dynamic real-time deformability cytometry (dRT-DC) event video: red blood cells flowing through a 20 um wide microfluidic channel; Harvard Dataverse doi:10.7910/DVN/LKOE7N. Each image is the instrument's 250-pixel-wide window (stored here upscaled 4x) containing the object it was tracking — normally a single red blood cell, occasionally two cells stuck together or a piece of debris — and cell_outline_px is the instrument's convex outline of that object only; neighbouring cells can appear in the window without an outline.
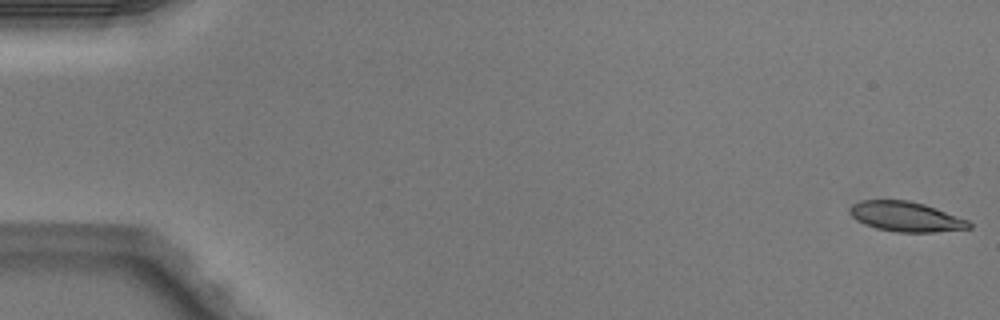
{"species": "Egyptian fruit bat (a non-hibernating species)", "species_latin": "Rousettus aegyptiacus", "temperature_condition": "warm", "stored_images_in_passage": 52, "camera_frame_rate_fps": 3000, "um_per_image_px": 0.085, "animal": {"sex": "male"}, "frame": {"image": 1, "passage_image": 1, "time_ms": 0.0, "image_size_px": [1000, 320], "cell_outline_px": [[972, 228], [932, 232], [896, 232], [876, 228], [864, 224], [856, 220], [848, 212], [848, 208], [852, 204], [860, 200], [908, 200], [924, 204], [936, 208], [968, 220], [972, 224]], "centroid_in_image_um": [76.97, 18.41], "position_along_channel_um": 8.0, "area_um2": 20.87}}
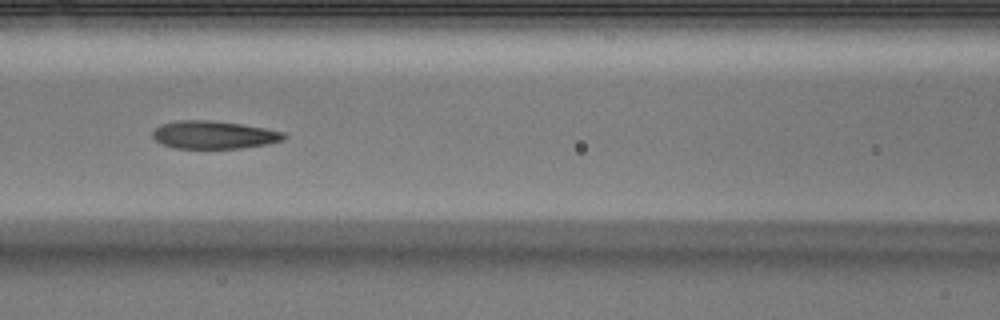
{"frame": {"image": 2, "passage_image": 23, "time_ms": 7.333, "image_size_px": [1000, 320], "cell_outline_px": [[288, 136], [284, 140], [268, 144], [240, 148], [176, 148], [164, 144], [156, 140], [152, 136], [152, 132], [160, 124], [176, 120], [212, 120], [244, 124], [284, 132]], "centroid_in_image_um": [18.2, 11.45], "position_along_channel_um": 148.4, "area_um2": 21.44}}
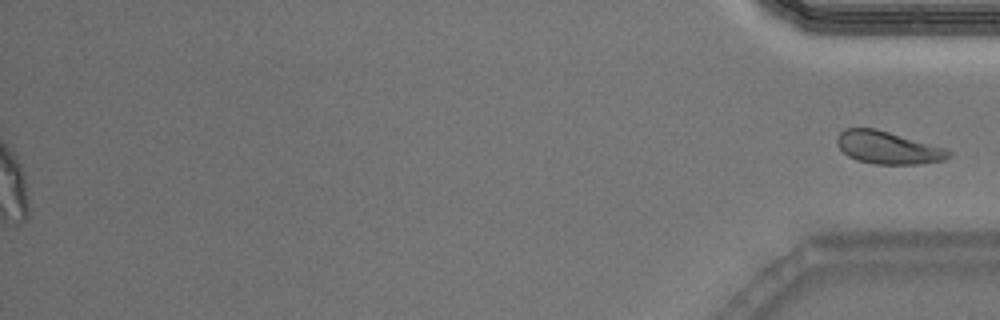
{"frame": {"image": 3, "passage_image": 52, "time_ms": 17.0, "image_size_px": [1000, 320], "cell_outline_px": [[952, 152], [944, 160], [920, 164], [872, 164], [856, 160], [848, 156], [836, 144], [836, 140], [840, 132], [844, 128], [876, 128], [948, 148]], "centroid_in_image_um": [75.48, 12.54], "position_along_channel_um": 359.7, "area_um2": 21.44}}